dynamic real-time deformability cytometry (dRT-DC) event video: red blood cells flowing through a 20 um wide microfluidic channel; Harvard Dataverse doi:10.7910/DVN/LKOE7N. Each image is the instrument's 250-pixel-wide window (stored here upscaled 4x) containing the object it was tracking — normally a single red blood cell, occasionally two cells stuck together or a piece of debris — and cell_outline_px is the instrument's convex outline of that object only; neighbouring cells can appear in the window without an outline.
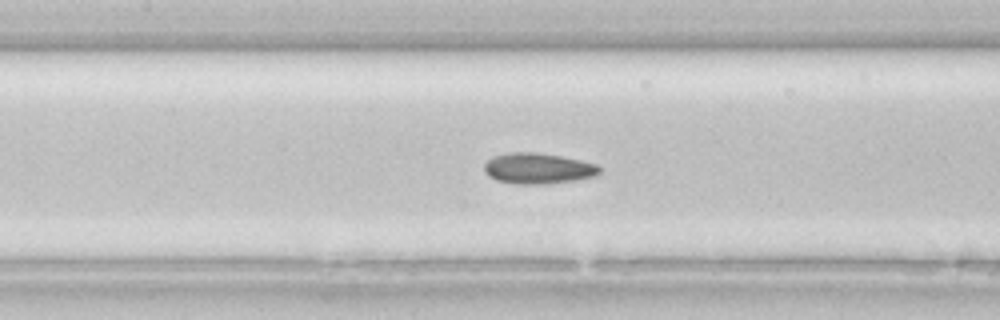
{"species": "common noctule bat (a hibernating species)", "species_latin": "Nyctalus noctula", "temperature_condition": "room temperature", "stored_images_in_passage": 45, "camera_frame_rate_fps": 3000, "um_per_image_px": 0.085, "animal": {"sex": "female", "body_mass_g": 22.7, "forearm_length_mm": 54.2}, "frame": {"image": 1, "passage_image": 20, "time_ms": 6.333, "image_size_px": [1000, 320], "cell_outline_px": [[600, 172], [596, 176], [576, 180], [540, 184], [520, 184], [496, 180], [488, 176], [484, 172], [484, 164], [492, 156], [508, 152], [536, 152], [560, 156], [580, 160], [596, 164], [600, 168]], "centroid_in_image_um": [45.7, 14.31], "position_along_channel_um": 161.7, "area_um2": 20.69}}